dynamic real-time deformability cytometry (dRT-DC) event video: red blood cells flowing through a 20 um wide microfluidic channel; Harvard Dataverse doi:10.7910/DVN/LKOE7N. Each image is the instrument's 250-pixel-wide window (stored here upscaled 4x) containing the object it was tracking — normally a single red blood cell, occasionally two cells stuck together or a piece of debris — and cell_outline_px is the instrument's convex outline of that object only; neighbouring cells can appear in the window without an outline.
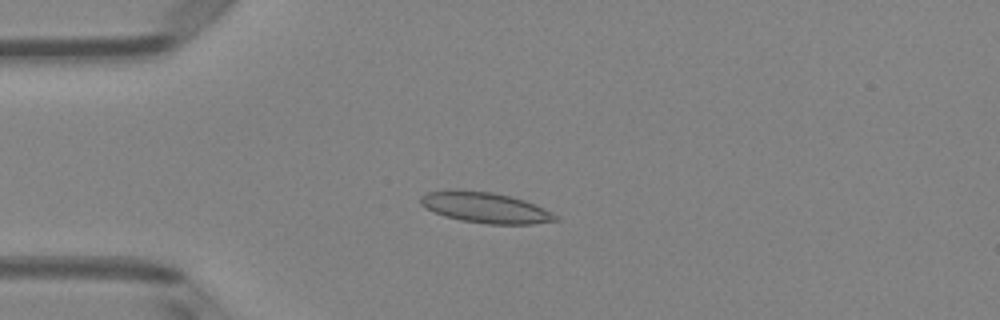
{"species": "Egyptian fruit bat (a non-hibernating species)", "species_latin": "Rousettus aegyptiacus", "temperature_condition": "room temperature", "stored_images_in_passage": 40, "camera_frame_rate_fps": 3000, "um_per_image_px": 0.085, "animal": {"sex": "female"}, "frame": {"image": 1, "passage_image": 2, "time_ms": 0.333, "image_size_px": [1000, 320], "cell_outline_px": [[560, 220], [532, 224], [488, 224], [460, 220], [444, 216], [424, 208], [420, 204], [420, 196], [428, 192], [452, 188], [456, 188], [492, 192], [512, 196], [524, 200], [544, 208], [560, 216]], "centroid_in_image_um": [41.23, 17.63], "position_along_channel_um": 43.8, "area_um2": 24.62}}
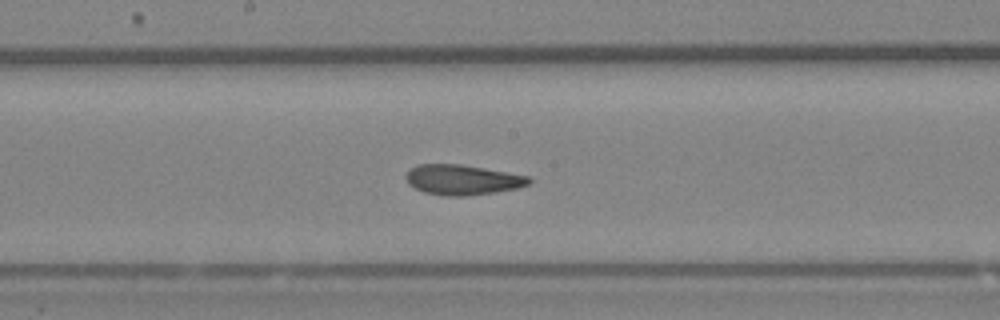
{"frame": {"image": 2, "passage_image": 16, "time_ms": 5.0, "image_size_px": [1000, 320], "cell_outline_px": [[532, 180], [528, 184], [516, 188], [496, 192], [464, 196], [440, 196], [424, 192], [408, 184], [404, 176], [408, 168], [416, 164], [460, 164], [484, 168], [528, 176]], "centroid_in_image_um": [39.23, 15.28], "position_along_channel_um": 209.0, "area_um2": 21.73}}
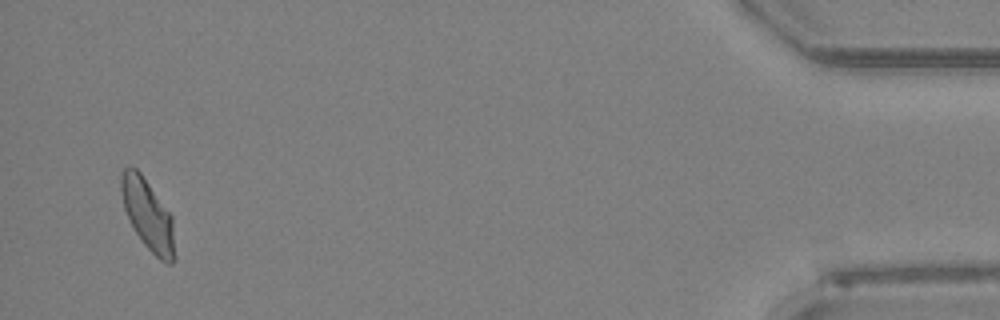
{"frame": {"image": 3, "passage_image": 38, "time_ms": 12.333, "image_size_px": [1000, 320], "cell_outline_px": [[176, 260], [172, 264], [168, 264], [160, 260], [144, 244], [136, 232], [124, 208], [120, 192], [120, 176], [124, 168], [128, 164], [136, 168], [140, 172], [172, 216]], "centroid_in_image_um": [12.57, 18.25], "position_along_channel_um": 422.6, "area_um2": 22.08}, "authors_computed_cell_mechanics": {"area_um2": 21.7328, "velocity_mm_per_s": 4.0005, "shape_relaxation_time_tau1_ms": 6.507, "shape_relaxation_time_tau2_ms": 1.6221, "deformation_change_tau1": 0.1838, "deformation_change_tau2": 0.0885}}